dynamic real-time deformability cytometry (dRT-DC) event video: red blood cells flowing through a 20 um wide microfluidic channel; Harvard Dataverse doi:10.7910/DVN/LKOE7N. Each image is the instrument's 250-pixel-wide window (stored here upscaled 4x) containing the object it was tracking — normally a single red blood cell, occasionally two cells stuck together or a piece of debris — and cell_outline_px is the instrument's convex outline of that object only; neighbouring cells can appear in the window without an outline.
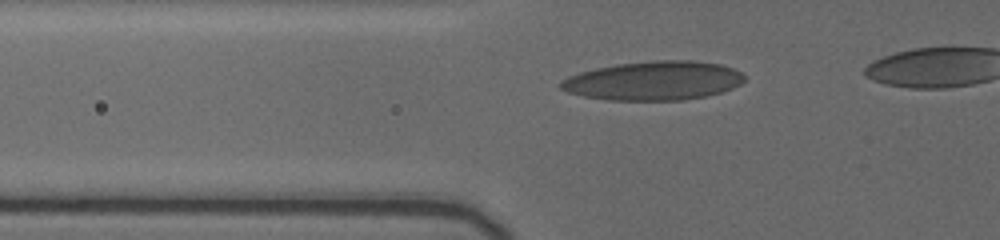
{"species": "human", "species_latin": "Homo sapiens", "temperature_condition": "cold", "stored_images_in_passage": 13, "segment_of_instrument_passage": [1, 2], "camera_frame_rate_fps": 3000, "um_per_image_px": 0.085, "donor": {"sex": "female"}, "frame": {"image": 1, "passage_image": 6, "time_ms": 4.0, "image_size_px": [1000, 240], "cell_outline_px": [[744, 80], [740, 84], [732, 88], [708, 96], [680, 100], [608, 100], [584, 96], [568, 92], [560, 88], [556, 84], [560, 80], [568, 76], [580, 72], [596, 68], [616, 64], [656, 60], [692, 60], [720, 64], [732, 68], [740, 72], [744, 76]], "centroid_in_image_um": [55.52, 6.86], "position_along_channel_um": 70.3, "area_um2": 41.79}}
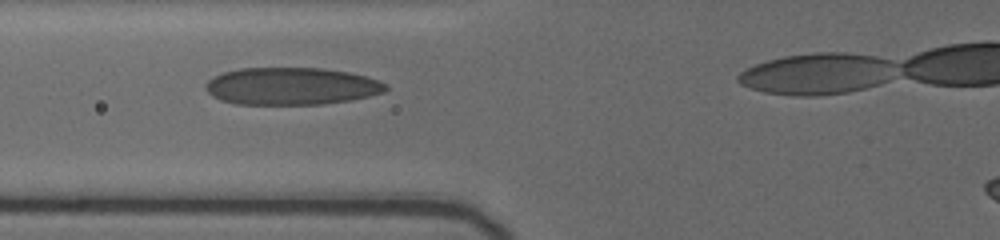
{"frame": {"image": 2, "passage_image": 9, "time_ms": 5.0, "image_size_px": [1000, 240], "cell_outline_px": [[388, 88], [384, 92], [352, 100], [324, 104], [236, 104], [220, 100], [212, 96], [204, 88], [204, 84], [208, 80], [224, 72], [240, 68], [324, 68], [348, 72], [364, 76], [388, 84]], "centroid_in_image_um": [24.75, 7.33], "position_along_channel_um": 101.0, "area_um2": 39.25}}
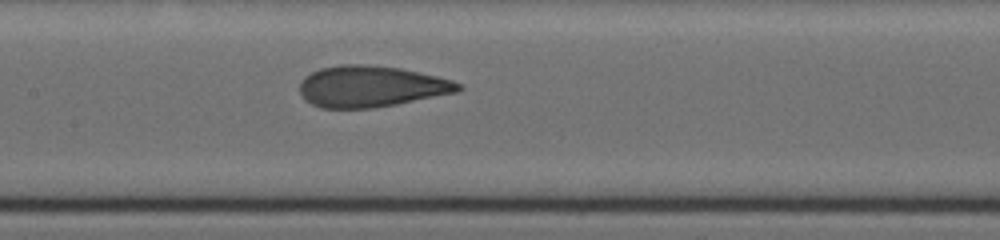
{"frame": {"image": 3, "passage_image": 12, "time_ms": 7.0, "image_size_px": [1000, 240], "cell_outline_px": [[464, 88], [460, 92], [376, 108], [320, 108], [304, 100], [300, 92], [300, 84], [304, 76], [320, 68], [340, 64], [364, 64], [400, 68], [436, 76], [452, 80], [464, 84]], "centroid_in_image_um": [31.57, 7.35], "position_along_channel_um": 175.8, "area_um2": 38.49}}